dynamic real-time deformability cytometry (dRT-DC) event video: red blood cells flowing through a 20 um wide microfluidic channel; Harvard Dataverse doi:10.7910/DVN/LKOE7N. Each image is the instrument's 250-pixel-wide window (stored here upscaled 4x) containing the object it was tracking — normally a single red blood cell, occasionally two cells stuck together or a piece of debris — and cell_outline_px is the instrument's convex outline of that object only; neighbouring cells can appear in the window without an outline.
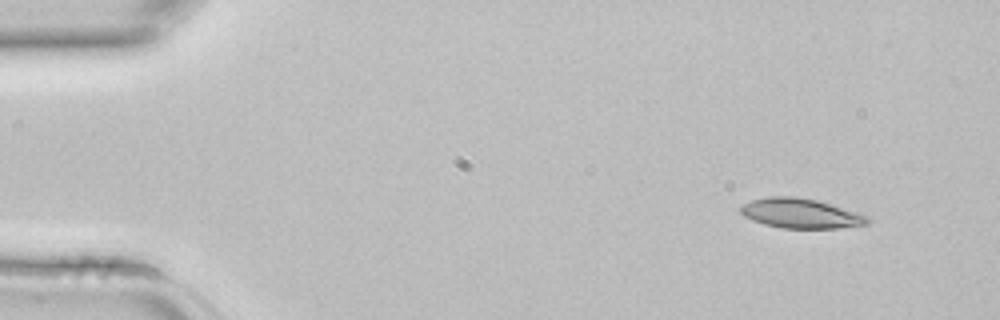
{"species": "common noctule bat (a hibernating species)", "species_latin": "Nyctalus noctula", "temperature_condition": "room temperature", "stored_images_in_passage": 3, "camera_frame_rate_fps": 3000, "um_per_image_px": 0.085, "animal": {"sex": "female", "body_mass_g": 22.7, "forearm_length_mm": 54.2}, "frame": {"image": 1, "passage_image": 1, "time_ms": 0.0, "image_size_px": [1000, 320], "cell_outline_px": [[868, 224], [840, 228], [780, 228], [764, 224], [752, 220], [744, 216], [740, 212], [740, 208], [744, 204], [752, 200], [768, 196], [796, 196], [816, 200], [856, 212], [868, 216]], "centroid_in_image_um": [68.03, 18.14], "position_along_channel_um": 17.0, "area_um2": 21.85}}